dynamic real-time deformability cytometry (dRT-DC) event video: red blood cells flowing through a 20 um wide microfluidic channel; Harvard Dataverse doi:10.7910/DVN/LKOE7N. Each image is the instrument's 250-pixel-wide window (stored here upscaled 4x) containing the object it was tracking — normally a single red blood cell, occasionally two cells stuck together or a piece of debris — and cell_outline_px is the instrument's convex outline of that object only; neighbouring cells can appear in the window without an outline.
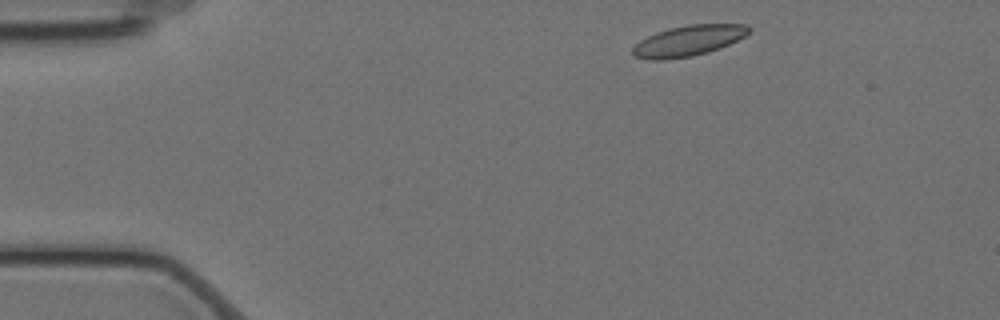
{"species": "Egyptian fruit bat (a non-hibernating species)", "species_latin": "Rousettus aegyptiacus", "temperature_condition": "cold", "stored_images_in_passage": 50, "camera_frame_rate_fps": 3000, "um_per_image_px": 0.085, "animal": {"sex": "female"}, "frame": {"image": 1, "passage_image": 1, "time_ms": 0.0, "image_size_px": [1000, 320], "cell_outline_px": [[752, 28], [744, 36], [720, 48], [708, 52], [692, 56], [664, 60], [648, 60], [632, 56], [632, 48], [640, 40], [656, 32], [668, 28], [688, 24], [748, 24]], "centroid_in_image_um": [58.48, 3.46], "position_along_channel_um": 26.5, "area_um2": 20.87}}
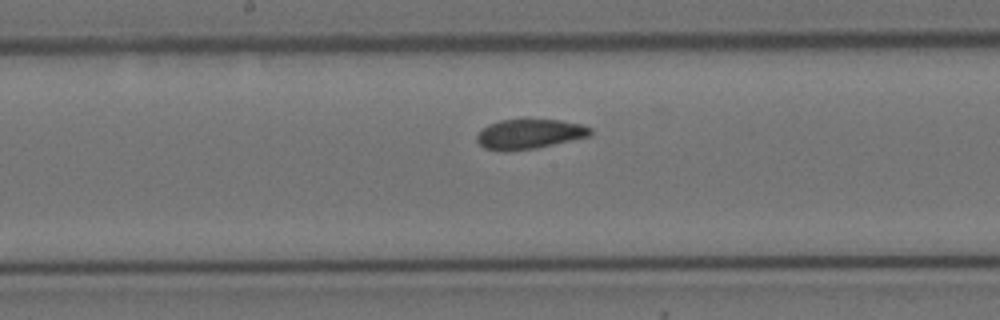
{"frame": {"image": 2, "passage_image": 22, "time_ms": 7.0, "image_size_px": [1000, 320], "cell_outline_px": [[592, 132], [588, 136], [536, 148], [508, 152], [504, 152], [484, 148], [476, 140], [476, 136], [488, 124], [500, 120], [560, 120], [580, 124], [592, 128]], "centroid_in_image_um": [44.96, 11.4], "position_along_channel_um": 203.2, "area_um2": 19.54}}
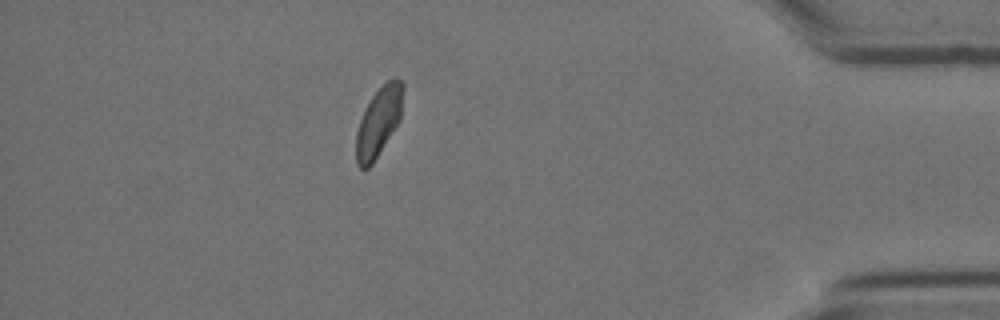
{"frame": {"image": 3, "passage_image": 43, "time_ms": 14.0, "image_size_px": [1000, 320], "cell_outline_px": [[404, 88], [400, 120], [372, 164], [368, 168], [360, 168], [356, 164], [356, 132], [360, 120], [372, 96], [392, 76], [396, 76], [404, 84]], "centroid_in_image_um": [32.2, 10.33], "position_along_channel_um": 403.0, "area_um2": 18.79}, "authors_computed_cell_mechanics": {"area_um2": 19.9988, "velocity_mm_per_s": 3.4676, "shape_relaxation_time_tau1_ms": 8.4136, "shape_relaxation_time_tau2_ms": 2.4754, "deformation_change_tau1": 0.1424, "deformation_change_tau2": 0.0609}}